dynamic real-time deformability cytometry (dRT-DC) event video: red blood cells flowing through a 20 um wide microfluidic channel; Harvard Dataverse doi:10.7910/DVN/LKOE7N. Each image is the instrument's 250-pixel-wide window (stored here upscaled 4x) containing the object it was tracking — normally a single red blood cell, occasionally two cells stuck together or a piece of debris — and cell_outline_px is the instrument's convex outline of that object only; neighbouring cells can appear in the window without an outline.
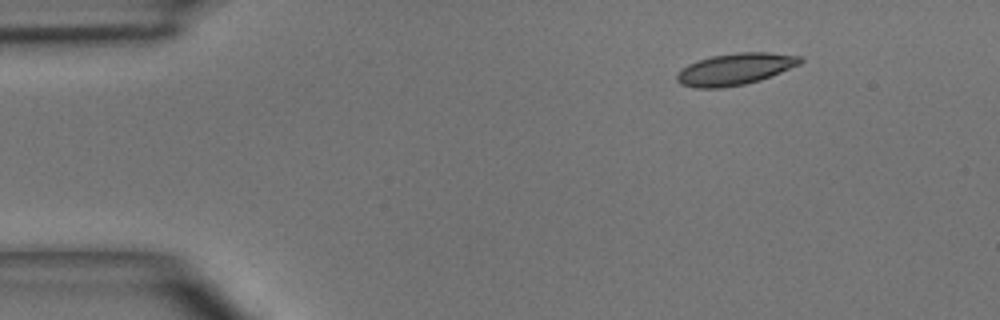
{"species": "common noctule bat (a hibernating species)", "species_latin": "Nyctalus noctula", "temperature_condition": "room temperature", "stored_images_in_passage": 3, "camera_frame_rate_fps": 3000, "um_per_image_px": 0.085, "animal": {"sex": "male", "body_mass_g": 15.6}, "frame": {"image": 1, "passage_image": 1, "time_ms": 0.0, "image_size_px": [1000, 320], "cell_outline_px": [[804, 60], [800, 64], [760, 80], [744, 84], [720, 88], [696, 88], [680, 84], [676, 80], [676, 76], [688, 64], [712, 56], [740, 52], [768, 52], [800, 56]], "centroid_in_image_um": [62.49, 5.87], "position_along_channel_um": 22.5, "area_um2": 22.48}}
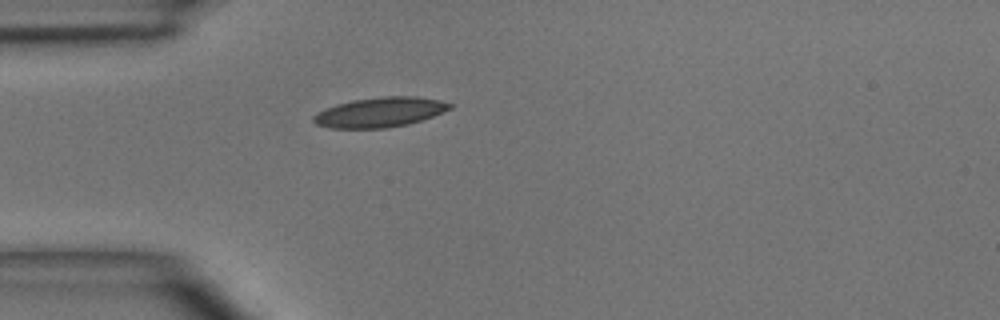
{"frame": {"image": 2, "passage_image": 3, "time_ms": 2.333, "image_size_px": [1000, 320], "cell_outline_px": [[452, 108], [432, 116], [408, 124], [384, 128], [328, 128], [316, 124], [312, 120], [312, 116], [316, 112], [336, 104], [352, 100], [384, 96], [416, 96], [440, 100], [452, 104]], "centroid_in_image_um": [32.25, 9.53], "position_along_channel_um": 52.7, "area_um2": 23.7}}